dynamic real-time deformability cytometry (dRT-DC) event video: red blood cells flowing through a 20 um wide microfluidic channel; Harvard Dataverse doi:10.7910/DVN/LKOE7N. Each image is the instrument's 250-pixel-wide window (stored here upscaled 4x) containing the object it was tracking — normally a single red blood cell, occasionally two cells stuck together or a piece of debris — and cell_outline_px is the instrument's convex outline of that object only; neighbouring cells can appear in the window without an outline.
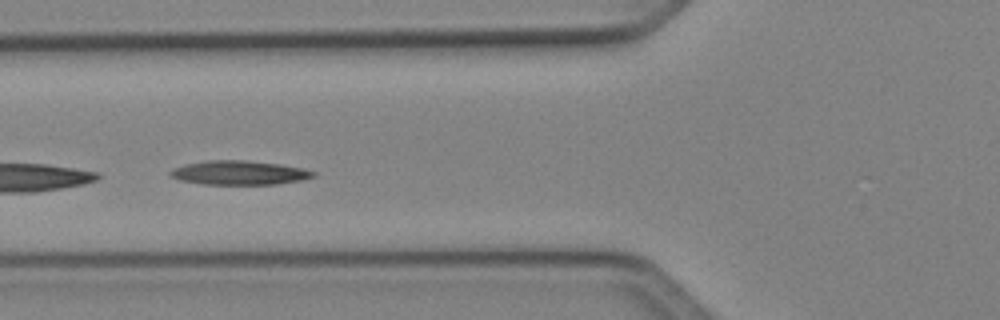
{"species": "Egyptian fruit bat (a non-hibernating species)", "species_latin": "Rousettus aegyptiacus", "temperature_condition": "cold", "stored_images_in_passage": 16, "camera_frame_rate_fps": 3000, "um_per_image_px": 0.085, "animal": {"sex": "female"}, "frame": {"image": 1, "passage_image": 14, "time_ms": 4.333, "image_size_px": [1000, 320], "cell_outline_px": [[316, 176], [300, 180], [276, 184], [204, 184], [180, 180], [172, 176], [168, 172], [172, 168], [184, 164], [208, 160], [248, 160], [280, 164], [304, 168], [316, 172]], "centroid_in_image_um": [20.34, 14.67], "position_along_channel_um": 105.5, "area_um2": 20.11}}